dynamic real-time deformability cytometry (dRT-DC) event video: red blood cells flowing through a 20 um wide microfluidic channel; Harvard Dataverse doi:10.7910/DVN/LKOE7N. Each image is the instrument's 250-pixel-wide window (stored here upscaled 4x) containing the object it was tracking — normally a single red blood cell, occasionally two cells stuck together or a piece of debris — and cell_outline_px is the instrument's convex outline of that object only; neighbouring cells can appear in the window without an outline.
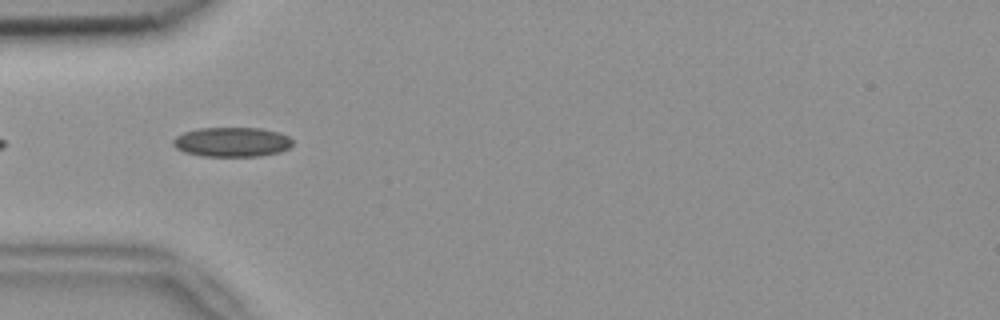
{"species": "common noctule bat (a hibernating species)", "species_latin": "Nyctalus noctula", "temperature_condition": "room temperature", "stored_images_in_passage": 8, "camera_frame_rate_fps": 3000, "um_per_image_px": 0.085, "animal": {"sex": "female", "body_mass_g": 18.4}, "frame": {"image": 1, "passage_image": 4, "time_ms": 1.0, "image_size_px": [1000, 320], "cell_outline_px": [[292, 144], [288, 148], [280, 152], [256, 156], [204, 156], [184, 152], [176, 148], [172, 144], [172, 140], [176, 136], [184, 132], [200, 128], [260, 128], [280, 132], [288, 136], [292, 140]], "centroid_in_image_um": [19.7, 12.06], "position_along_channel_um": 65.3, "area_um2": 20.58}}